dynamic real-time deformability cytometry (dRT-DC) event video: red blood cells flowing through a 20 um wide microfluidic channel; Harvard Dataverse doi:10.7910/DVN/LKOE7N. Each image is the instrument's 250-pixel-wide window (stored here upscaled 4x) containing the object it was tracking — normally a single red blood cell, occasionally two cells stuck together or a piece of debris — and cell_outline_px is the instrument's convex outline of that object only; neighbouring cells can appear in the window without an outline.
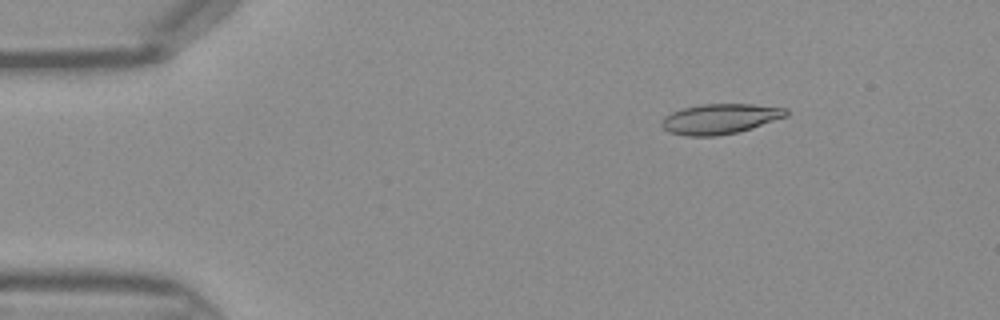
{"species": "Egyptian fruit bat (a non-hibernating species)", "species_latin": "Rousettus aegyptiacus", "temperature_condition": "warm", "stored_images_in_passage": 41, "camera_frame_rate_fps": 3000, "um_per_image_px": 0.085, "frame": {"image": 1, "passage_image": 3, "time_ms": 0.667, "image_size_px": [1000, 320], "cell_outline_px": [[788, 116], [752, 128], [736, 132], [716, 136], [684, 136], [668, 132], [660, 124], [664, 116], [672, 112], [684, 108], [704, 104], [752, 104], [788, 108]], "centroid_in_image_um": [61.21, 10.1], "position_along_channel_um": 23.8, "area_um2": 21.91}}
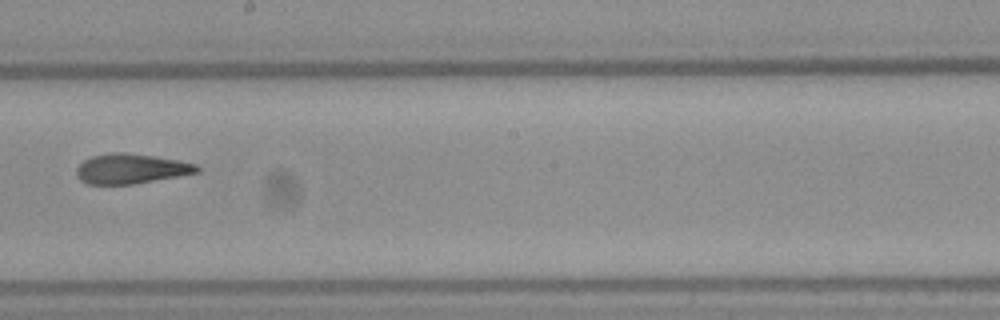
{"frame": {"image": 2, "passage_image": 22, "time_ms": 7.0, "image_size_px": [1000, 320], "cell_outline_px": [[200, 172], [132, 184], [88, 184], [80, 180], [76, 176], [76, 168], [84, 160], [92, 156], [112, 152], [124, 152], [152, 156], [176, 160], [196, 164], [200, 168]], "centroid_in_image_um": [11.1, 14.34], "position_along_channel_um": 237.1, "area_um2": 20.81}}
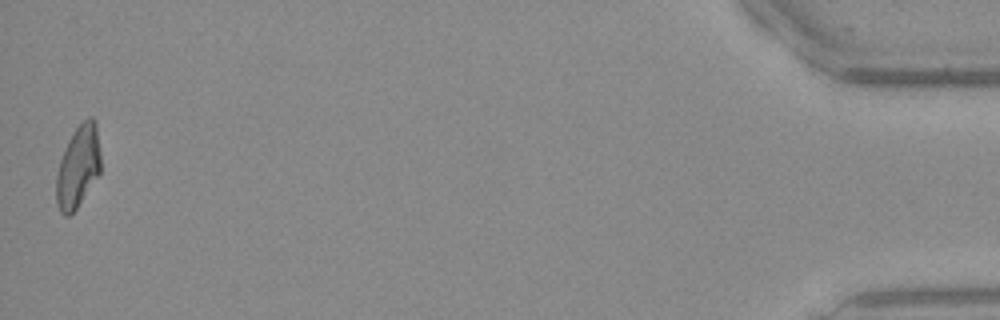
{"frame": {"image": 3, "passage_image": 41, "time_ms": 13.333, "image_size_px": [1000, 320], "cell_outline_px": [[100, 172], [76, 208], [68, 216], [64, 216], [60, 212], [56, 204], [56, 176], [60, 160], [76, 128], [88, 116], [92, 116], [96, 120], [100, 152]], "centroid_in_image_um": [6.64, 14.17], "position_along_channel_um": 428.6, "area_um2": 20.87}}